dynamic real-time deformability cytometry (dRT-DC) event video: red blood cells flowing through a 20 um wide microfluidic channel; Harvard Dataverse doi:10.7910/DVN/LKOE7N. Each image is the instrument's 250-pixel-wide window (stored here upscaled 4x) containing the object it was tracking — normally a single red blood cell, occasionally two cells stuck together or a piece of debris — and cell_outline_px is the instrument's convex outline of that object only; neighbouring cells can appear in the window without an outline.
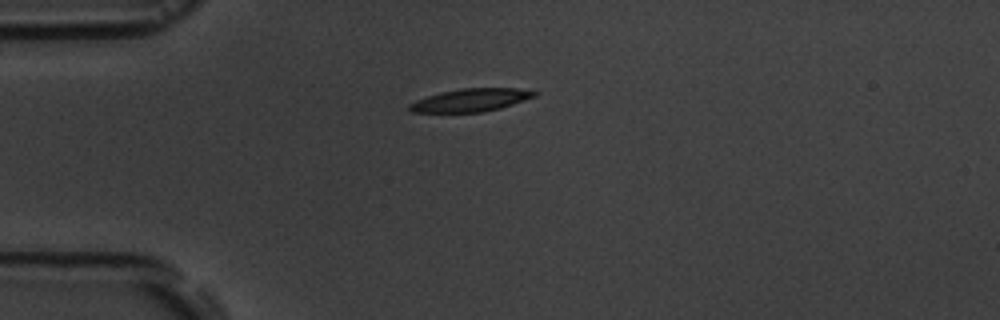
{"species": "common noctule bat (a hibernating species)", "species_latin": "Nyctalus noctula", "temperature_condition": "room temperature", "stored_images_in_passage": 13, "camera_frame_rate_fps": 3000, "um_per_image_px": 0.085, "animal": {"sex": "male", "body_mass_g": 19.5, "forearm_length_mm": 54.6}, "frame": {"image": 1, "passage_image": 1, "time_ms": 0.0, "image_size_px": [1000, 320], "cell_outline_px": [[540, 92], [536, 96], [500, 108], [484, 112], [408, 112], [408, 104], [416, 100], [440, 92], [460, 88], [516, 88]], "centroid_in_image_um": [40.0, 8.5], "position_along_channel_um": 45.0, "area_um2": 16.7}}
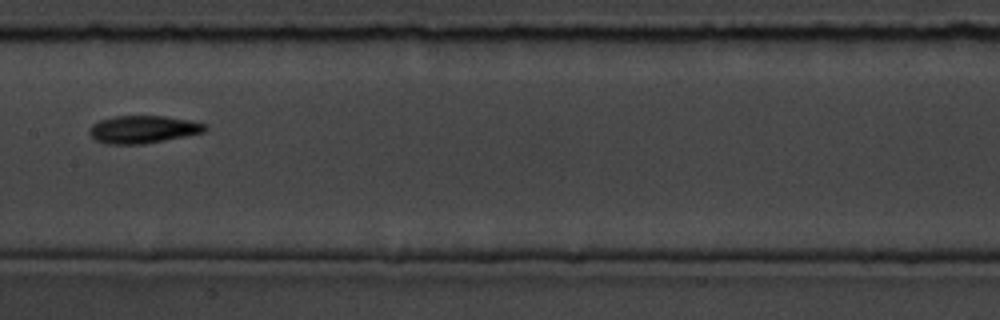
{"frame": {"image": 2, "passage_image": 5, "time_ms": 4.667, "image_size_px": [1000, 320], "cell_outline_px": [[208, 128], [204, 132], [144, 144], [104, 144], [96, 140], [88, 132], [88, 128], [92, 124], [100, 120], [116, 116], [164, 116], [188, 120], [208, 124]], "centroid_in_image_um": [12.14, 11.0], "position_along_channel_um": 195.3, "area_um2": 18.61}}
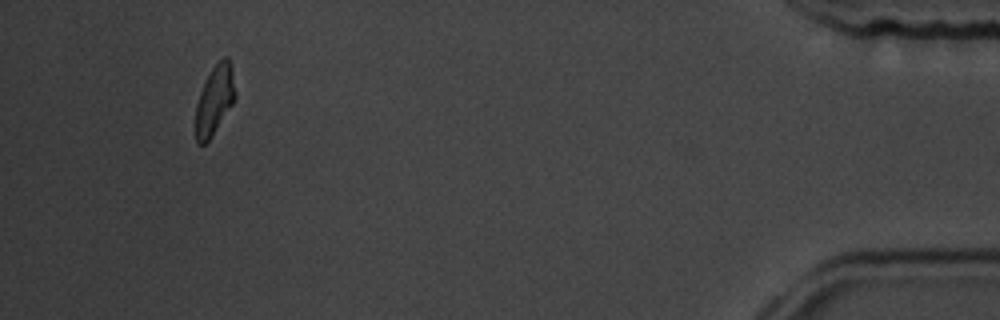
{"frame": {"image": 3, "passage_image": 12, "time_ms": 12.667, "image_size_px": [1000, 320], "cell_outline_px": [[236, 96], [232, 104], [208, 140], [204, 144], [196, 144], [196, 104], [200, 92], [212, 68], [224, 56], [228, 56], [232, 68], [236, 92]], "centroid_in_image_um": [18.25, 8.47], "position_along_channel_um": 417.0, "area_um2": 15.61}, "authors_computed_cell_mechanics": {"area_um2": 17.2244, "velocity_mm_per_s": 3.6567, "shape_relaxation_time_tau1_ms": 6.4557, "shape_relaxation_time_tau2_ms": 7.0786, "deformation_change_tau1": 0.1643, "deformation_change_tau2": 0.1347}}